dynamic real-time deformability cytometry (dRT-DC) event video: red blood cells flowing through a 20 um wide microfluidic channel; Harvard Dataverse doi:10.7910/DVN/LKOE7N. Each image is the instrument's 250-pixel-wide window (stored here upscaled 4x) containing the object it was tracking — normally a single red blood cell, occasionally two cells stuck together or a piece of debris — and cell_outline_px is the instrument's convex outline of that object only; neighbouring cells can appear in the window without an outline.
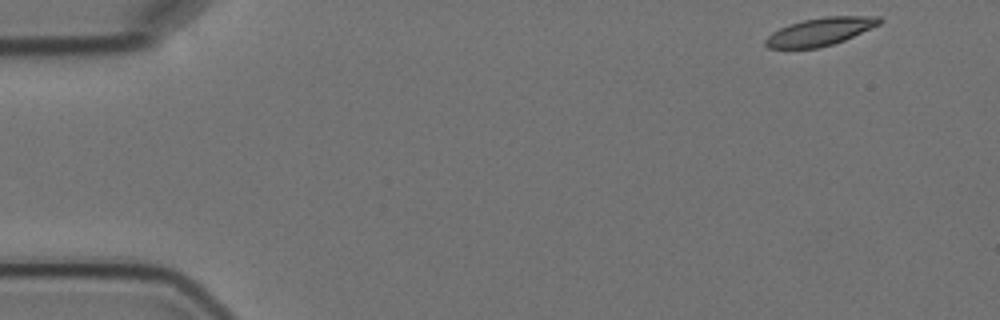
{"species": "Egyptian fruit bat (a non-hibernating species)", "species_latin": "Rousettus aegyptiacus", "temperature_condition": "cold", "stored_images_in_passage": 14, "camera_frame_rate_fps": 3000, "um_per_image_px": 0.085, "animal": {"sex": "female"}, "frame": {"image": 1, "passage_image": 1, "time_ms": 0.0, "image_size_px": [1000, 320], "cell_outline_px": [[884, 20], [880, 24], [844, 40], [832, 44], [816, 48], [768, 48], [764, 44], [764, 40], [772, 32], [788, 24], [804, 20], [824, 16], [880, 16]], "centroid_in_image_um": [69.71, 2.68], "position_along_channel_um": 15.3, "area_um2": 18.44}}
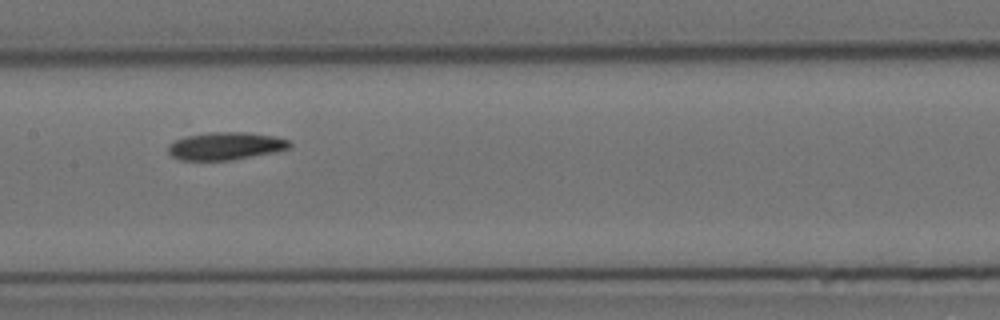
{"frame": {"image": 2, "passage_image": 7, "time_ms": 8.0, "image_size_px": [1000, 320], "cell_outline_px": [[292, 148], [276, 152], [232, 160], [180, 160], [172, 156], [168, 152], [168, 144], [172, 140], [188, 136], [208, 132], [244, 132], [276, 136], [288, 140], [292, 144]], "centroid_in_image_um": [19.19, 12.41], "position_along_channel_um": 188.2, "area_um2": 19.83}}
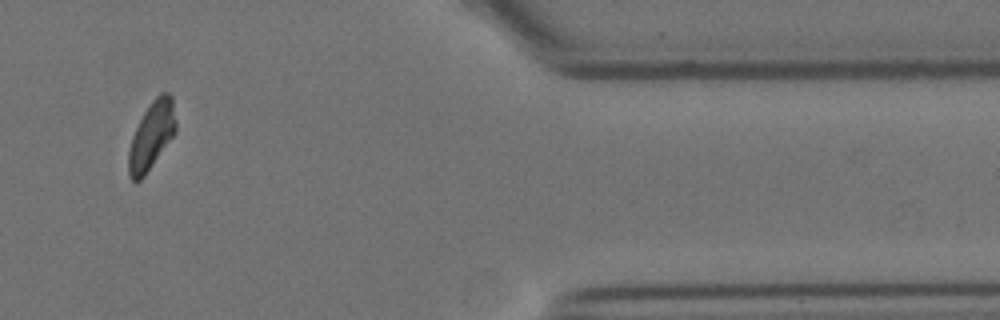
{"frame": {"image": 3, "passage_image": 12, "time_ms": 15.0, "image_size_px": [1000, 320], "cell_outline_px": [[176, 132], [144, 176], [140, 180], [132, 180], [128, 176], [128, 152], [132, 136], [144, 112], [152, 100], [160, 92], [168, 92], [172, 96], [176, 124]], "centroid_in_image_um": [12.88, 11.51], "position_along_channel_um": 398.5, "area_um2": 18.5}, "authors_computed_cell_mechanics": {"area_um2": 19.2474, "velocity_mm_per_s": 3.5232, "shape_relaxation_time_tau1_ms": 3.8553, "shape_relaxation_time_tau2_ms": null, "deformation_change_tau1": 0.1055, "deformation_change_tau2": null}}